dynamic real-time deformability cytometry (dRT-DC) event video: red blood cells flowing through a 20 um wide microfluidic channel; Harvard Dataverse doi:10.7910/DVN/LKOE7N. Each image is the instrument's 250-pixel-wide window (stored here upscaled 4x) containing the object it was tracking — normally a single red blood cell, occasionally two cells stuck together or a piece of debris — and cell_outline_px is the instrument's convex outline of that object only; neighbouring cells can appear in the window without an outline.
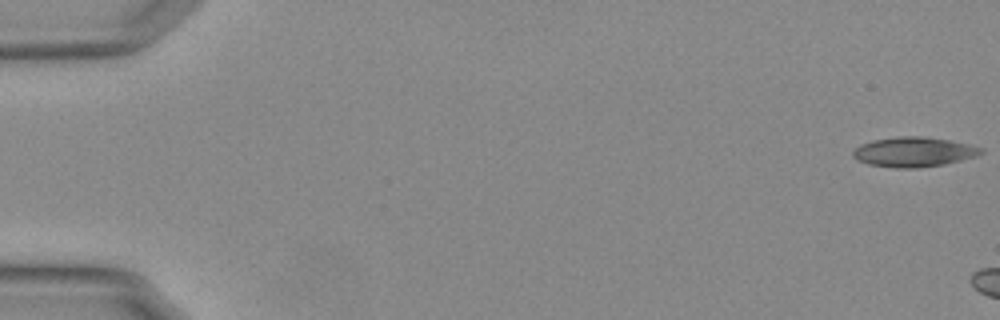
{"species": "Egyptian fruit bat (a non-hibernating species)", "species_latin": "Rousettus aegyptiacus", "temperature_condition": "warm", "stored_images_in_passage": 6, "camera_frame_rate_fps": 3000, "um_per_image_px": 0.085, "animal": {"sex": "female"}, "frame": {"image": 1, "passage_image": 1, "time_ms": 0.0, "image_size_px": [1000, 320], "cell_outline_px": [[984, 152], [976, 156], [944, 164], [916, 168], [896, 168], [868, 164], [856, 160], [852, 156], [852, 152], [860, 144], [872, 140], [896, 136], [924, 136], [948, 140], [980, 148]], "centroid_in_image_um": [77.59, 12.91], "position_along_channel_um": 7.4, "area_um2": 22.08}}